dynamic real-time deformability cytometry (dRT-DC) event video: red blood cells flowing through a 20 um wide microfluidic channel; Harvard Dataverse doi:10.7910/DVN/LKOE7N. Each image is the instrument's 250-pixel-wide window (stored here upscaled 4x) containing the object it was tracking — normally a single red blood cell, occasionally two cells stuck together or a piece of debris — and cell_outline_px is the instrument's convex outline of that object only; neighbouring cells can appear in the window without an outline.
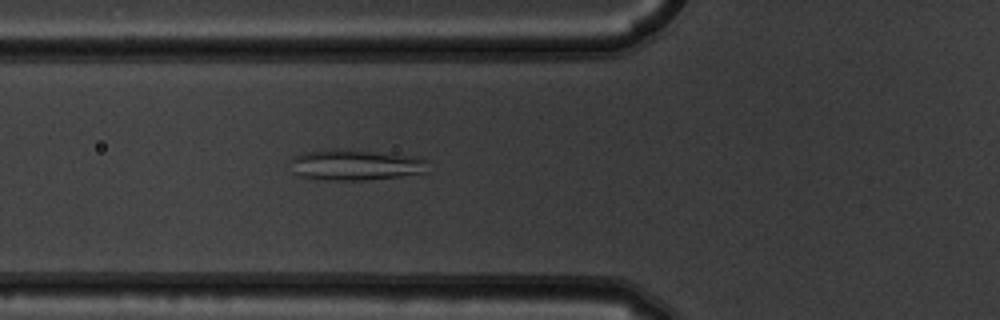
{"species": "common noctule bat (a hibernating species)", "species_latin": "Nyctalus noctula", "temperature_condition": "warm", "stored_images_in_passage": 4, "camera_frame_rate_fps": 3000, "um_per_image_px": 0.085, "animal": {"sex": "male", "body_mass_g": 19.5, "forearm_length_mm": 54.6}, "frame": {"image": 1, "passage_image": 4, "time_ms": 1.0, "image_size_px": [1000, 320], "cell_outline_px": [[428, 172], [400, 176], [364, 180], [316, 180], [300, 176], [292, 172], [292, 156], [300, 152], [324, 148], [336, 148], [388, 152], [420, 156], [428, 160]], "centroid_in_image_um": [30.22, 13.99], "position_along_channel_um": 95.6, "area_um2": 25.72}}